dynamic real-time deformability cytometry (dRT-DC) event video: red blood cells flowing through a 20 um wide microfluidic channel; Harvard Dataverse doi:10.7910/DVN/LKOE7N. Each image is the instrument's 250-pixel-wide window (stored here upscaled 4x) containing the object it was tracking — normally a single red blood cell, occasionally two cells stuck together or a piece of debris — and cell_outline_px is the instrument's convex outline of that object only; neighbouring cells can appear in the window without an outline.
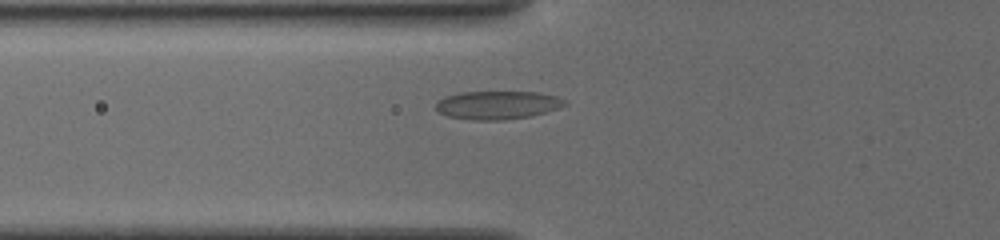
{"species": "common noctule bat (a hibernating species)", "species_latin": "Nyctalus noctula", "temperature_condition": "cold", "stored_images_in_passage": 20, "camera_frame_rate_fps": 3000, "um_per_image_px": 0.085, "animal": {"sex": "female", "body_mass_g": 19.5, "forearm_length_mm": 54.1}, "frame": {"image": 1, "passage_image": 4, "time_ms": 0.667, "image_size_px": [1000, 240], "cell_outline_px": [[568, 104], [560, 108], [532, 116], [504, 120], [472, 120], [448, 116], [436, 112], [436, 100], [444, 96], [460, 92], [540, 92], [556, 96], [568, 100]], "centroid_in_image_um": [42.3, 8.93], "position_along_channel_um": 83.5, "area_um2": 21.68}}
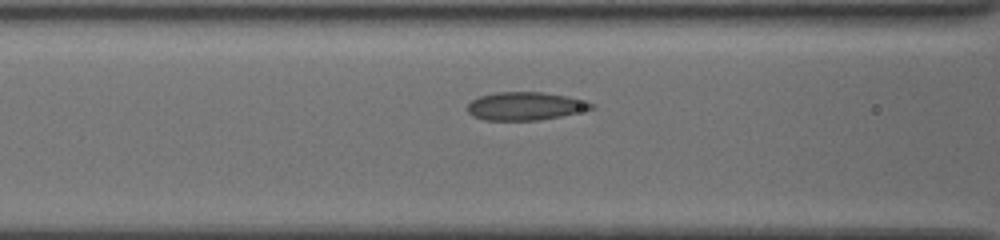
{"frame": {"image": 2, "passage_image": 10, "time_ms": 1.667, "image_size_px": [1000, 240], "cell_outline_px": [[596, 108], [560, 116], [540, 120], [484, 120], [472, 116], [468, 112], [468, 104], [472, 100], [480, 96], [496, 92], [544, 92], [568, 96], [588, 100], [596, 104]], "centroid_in_image_um": [44.7, 9.01], "position_along_channel_um": 121.9, "area_um2": 20.52}}
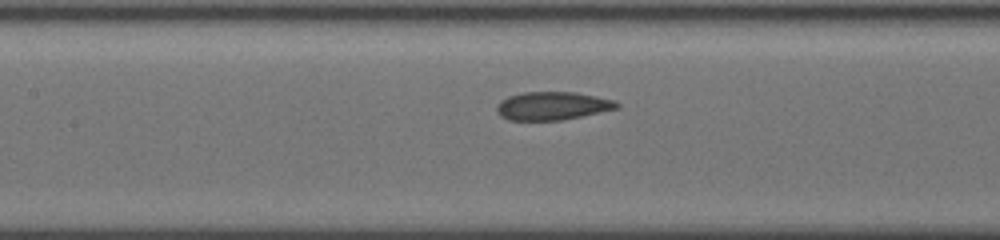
{"frame": {"image": 3, "passage_image": 15, "time_ms": 2.667, "image_size_px": [1000, 240], "cell_outline_px": [[620, 108], [560, 120], [508, 120], [500, 116], [496, 112], [496, 108], [500, 100], [508, 96], [524, 92], [576, 92], [596, 96], [612, 100], [620, 104]], "centroid_in_image_um": [46.92, 8.99], "position_along_channel_um": 160.5, "area_um2": 19.71}}